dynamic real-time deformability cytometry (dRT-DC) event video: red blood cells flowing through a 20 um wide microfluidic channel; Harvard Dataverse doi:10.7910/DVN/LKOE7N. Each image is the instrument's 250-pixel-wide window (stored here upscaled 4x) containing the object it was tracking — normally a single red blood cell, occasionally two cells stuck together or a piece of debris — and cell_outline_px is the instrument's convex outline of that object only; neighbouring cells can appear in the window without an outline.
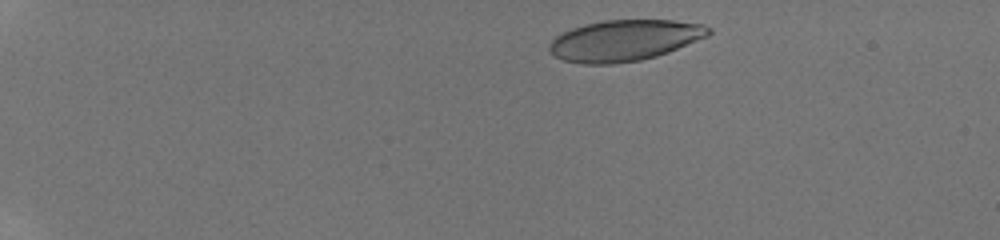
{"species": "human", "species_latin": "Homo sapiens", "temperature_condition": "room temperature", "stored_images_in_passage": 27, "camera_frame_rate_fps": 3000, "um_per_image_px": 0.085, "donor": {"sex": "male"}, "frame": {"image": 1, "passage_image": 7, "time_ms": 1.0, "image_size_px": [1000, 240], "cell_outline_px": [[712, 32], [708, 36], [668, 52], [656, 56], [640, 60], [612, 64], [580, 64], [564, 60], [556, 56], [548, 48], [548, 44], [560, 32], [584, 24], [604, 20], [672, 20], [704, 24], [712, 28]], "centroid_in_image_um": [53.08, 3.43], "position_along_channel_um": 31.9, "area_um2": 38.21}}